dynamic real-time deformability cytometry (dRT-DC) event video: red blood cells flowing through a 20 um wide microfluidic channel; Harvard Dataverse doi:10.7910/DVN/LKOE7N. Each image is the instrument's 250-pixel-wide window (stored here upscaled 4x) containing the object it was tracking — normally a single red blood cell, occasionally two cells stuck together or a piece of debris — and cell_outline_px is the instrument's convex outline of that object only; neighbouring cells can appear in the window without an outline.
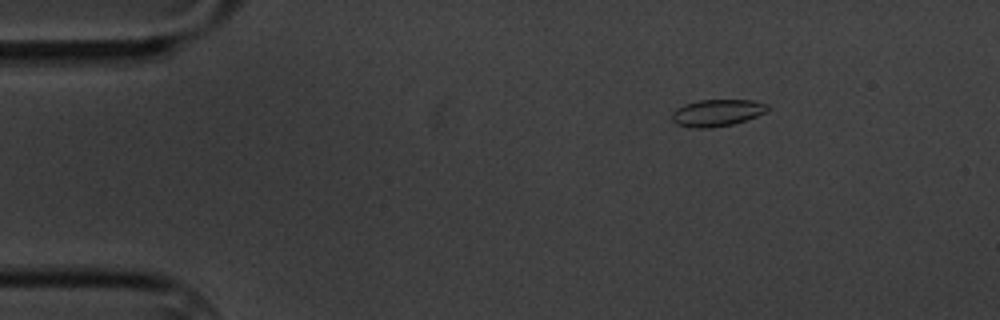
{"species": "common noctule bat (a hibernating species)", "species_latin": "Nyctalus noctula", "temperature_condition": "cold", "stored_images_in_passage": 7, "camera_frame_rate_fps": 3000, "um_per_image_px": 0.085, "animal": {"sex": "male", "body_mass_g": 20.1, "forearm_length_mm": 53.5}, "frame": {"image": 1, "passage_image": 1, "time_ms": 0.0, "image_size_px": [1000, 320], "cell_outline_px": [[768, 108], [764, 112], [756, 116], [732, 124], [712, 128], [692, 128], [676, 124], [672, 120], [672, 112], [676, 108], [684, 104], [700, 100], [752, 100], [768, 104]], "centroid_in_image_um": [60.9, 9.59], "position_along_channel_um": 24.1, "area_um2": 14.91}}
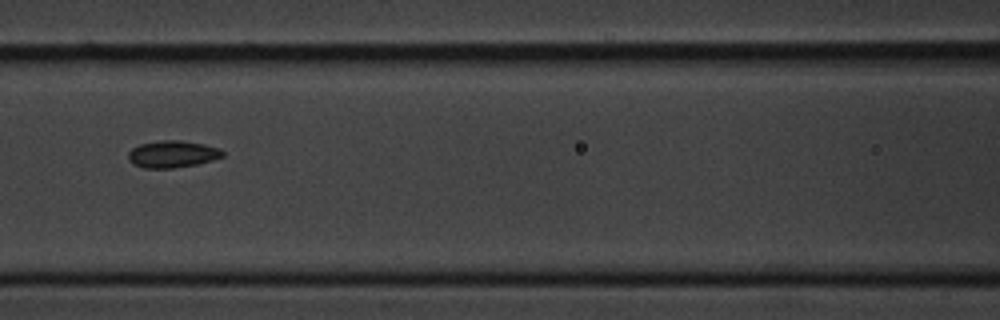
{"frame": {"image": 2, "passage_image": 6, "time_ms": 5.667, "image_size_px": [1000, 320], "cell_outline_px": [[224, 156], [212, 160], [196, 164], [172, 168], [144, 168], [132, 164], [128, 160], [128, 152], [132, 148], [140, 144], [160, 140], [180, 140], [204, 144], [220, 148], [224, 152]], "centroid_in_image_um": [14.64, 13.09], "position_along_channel_um": 152.0, "area_um2": 14.91}}
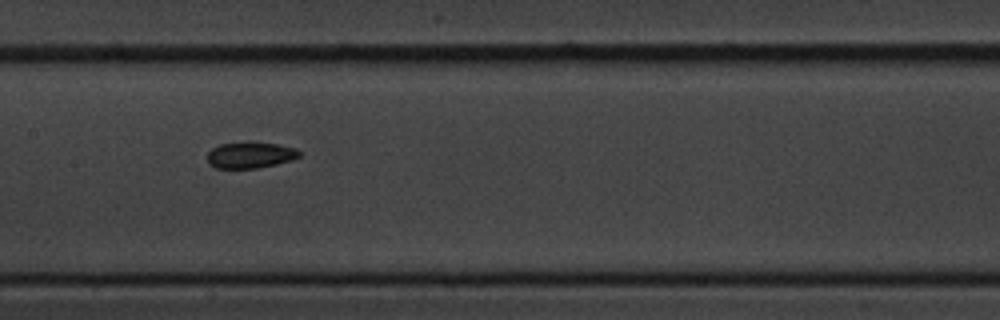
{"frame": {"image": 3, "passage_image": 7, "time_ms": 6.667, "image_size_px": [1000, 320], "cell_outline_px": [[300, 156], [292, 160], [276, 164], [256, 168], [216, 168], [208, 164], [208, 152], [212, 148], [220, 144], [248, 140], [276, 144], [296, 148], [300, 152]], "centroid_in_image_um": [21.26, 13.15], "position_along_channel_um": 186.1, "area_um2": 14.33}}